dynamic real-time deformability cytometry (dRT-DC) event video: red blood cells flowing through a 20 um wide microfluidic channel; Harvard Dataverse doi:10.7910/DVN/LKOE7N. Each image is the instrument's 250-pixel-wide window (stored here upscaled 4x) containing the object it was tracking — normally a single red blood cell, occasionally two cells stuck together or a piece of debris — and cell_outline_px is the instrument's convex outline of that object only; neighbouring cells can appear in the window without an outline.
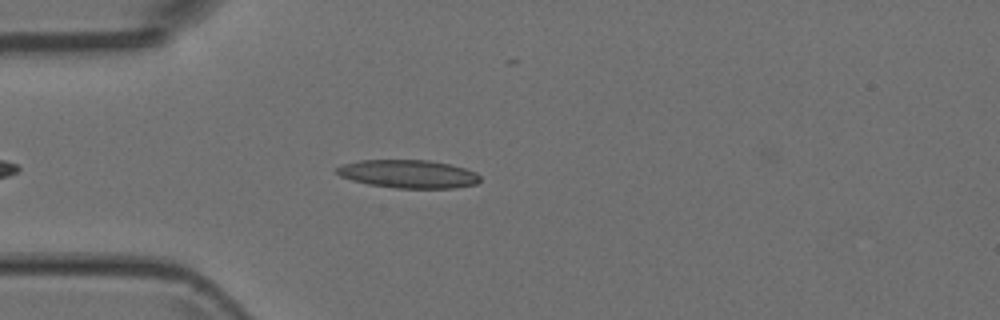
{"species": "Egyptian fruit bat (a non-hibernating species)", "species_latin": "Rousettus aegyptiacus", "temperature_condition": "room temperature", "stored_images_in_passage": 40, "camera_frame_rate_fps": 3000, "um_per_image_px": 0.085, "animal": {"sex": "female"}, "frame": {"image": 1, "passage_image": 6, "time_ms": 1.667, "image_size_px": [1000, 320], "cell_outline_px": [[480, 180], [476, 184], [456, 188], [396, 188], [368, 184], [352, 180], [340, 176], [336, 172], [336, 168], [344, 164], [360, 160], [428, 160], [448, 164], [464, 168], [476, 172], [480, 176]], "centroid_in_image_um": [34.72, 14.79], "position_along_channel_um": 50.3, "area_um2": 23.47}}
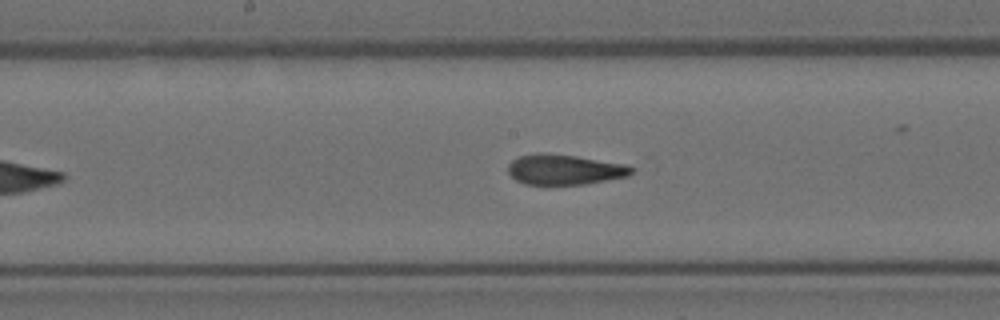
{"frame": {"image": 2, "passage_image": 18, "time_ms": 5.667, "image_size_px": [1000, 320], "cell_outline_px": [[636, 172], [628, 176], [584, 184], [524, 184], [516, 180], [508, 172], [508, 164], [512, 160], [520, 156], [536, 152], [544, 152], [576, 156], [628, 164], [636, 168]], "centroid_in_image_um": [48.03, 14.39], "position_along_channel_um": 200.2, "area_um2": 22.02}}
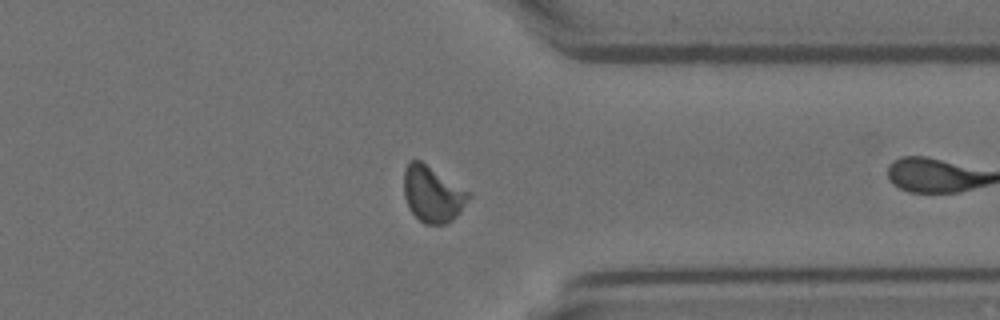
{"frame": {"image": 3, "passage_image": 28, "time_ms": 9.0, "image_size_px": [1000, 320], "cell_outline_px": [[472, 196], [460, 212], [452, 220], [444, 224], [424, 224], [408, 208], [404, 196], [404, 168], [408, 160], [420, 160], [472, 192]], "centroid_in_image_um": [36.78, 16.48], "position_along_channel_um": 374.6, "area_um2": 21.44}}